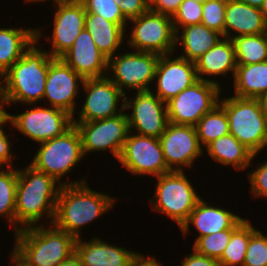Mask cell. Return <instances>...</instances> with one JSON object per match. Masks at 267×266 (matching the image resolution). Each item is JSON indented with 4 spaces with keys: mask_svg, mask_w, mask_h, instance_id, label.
<instances>
[{
    "mask_svg": "<svg viewBox=\"0 0 267 266\" xmlns=\"http://www.w3.org/2000/svg\"><path fill=\"white\" fill-rule=\"evenodd\" d=\"M14 239L13 266H58L75 253L76 239L53 224L21 229Z\"/></svg>",
    "mask_w": 267,
    "mask_h": 266,
    "instance_id": "1",
    "label": "cell"
},
{
    "mask_svg": "<svg viewBox=\"0 0 267 266\" xmlns=\"http://www.w3.org/2000/svg\"><path fill=\"white\" fill-rule=\"evenodd\" d=\"M60 187L61 185L53 177L30 164L22 170L19 168L14 232L37 226L44 215L51 219L49 224H52Z\"/></svg>",
    "mask_w": 267,
    "mask_h": 266,
    "instance_id": "2",
    "label": "cell"
},
{
    "mask_svg": "<svg viewBox=\"0 0 267 266\" xmlns=\"http://www.w3.org/2000/svg\"><path fill=\"white\" fill-rule=\"evenodd\" d=\"M41 32L36 29V40L2 75L3 100L8 107L13 102L28 105L43 99L49 64L55 58L49 55V51L36 47Z\"/></svg>",
    "mask_w": 267,
    "mask_h": 266,
    "instance_id": "3",
    "label": "cell"
},
{
    "mask_svg": "<svg viewBox=\"0 0 267 266\" xmlns=\"http://www.w3.org/2000/svg\"><path fill=\"white\" fill-rule=\"evenodd\" d=\"M116 198L97 192L86 182L61 185L52 224L75 239H80V229L114 206Z\"/></svg>",
    "mask_w": 267,
    "mask_h": 266,
    "instance_id": "4",
    "label": "cell"
},
{
    "mask_svg": "<svg viewBox=\"0 0 267 266\" xmlns=\"http://www.w3.org/2000/svg\"><path fill=\"white\" fill-rule=\"evenodd\" d=\"M219 105L225 110L229 131L253 154L267 147V115L260 100L235 96L220 99Z\"/></svg>",
    "mask_w": 267,
    "mask_h": 266,
    "instance_id": "5",
    "label": "cell"
},
{
    "mask_svg": "<svg viewBox=\"0 0 267 266\" xmlns=\"http://www.w3.org/2000/svg\"><path fill=\"white\" fill-rule=\"evenodd\" d=\"M33 160L29 163L35 169L53 177L60 185L80 184L81 181L63 182L62 176L75 168L84 157L79 130L73 125L63 135L41 142ZM60 180L62 182H60Z\"/></svg>",
    "mask_w": 267,
    "mask_h": 266,
    "instance_id": "6",
    "label": "cell"
},
{
    "mask_svg": "<svg viewBox=\"0 0 267 266\" xmlns=\"http://www.w3.org/2000/svg\"><path fill=\"white\" fill-rule=\"evenodd\" d=\"M157 178L153 208L162 212L181 228L201 197L184 171H170Z\"/></svg>",
    "mask_w": 267,
    "mask_h": 266,
    "instance_id": "7",
    "label": "cell"
},
{
    "mask_svg": "<svg viewBox=\"0 0 267 266\" xmlns=\"http://www.w3.org/2000/svg\"><path fill=\"white\" fill-rule=\"evenodd\" d=\"M220 92V86L198 80L166 102L169 122L196 126L202 116L219 104Z\"/></svg>",
    "mask_w": 267,
    "mask_h": 266,
    "instance_id": "8",
    "label": "cell"
},
{
    "mask_svg": "<svg viewBox=\"0 0 267 266\" xmlns=\"http://www.w3.org/2000/svg\"><path fill=\"white\" fill-rule=\"evenodd\" d=\"M134 24L128 46L136 51L158 55L173 54L176 48L171 16L147 10L130 20Z\"/></svg>",
    "mask_w": 267,
    "mask_h": 266,
    "instance_id": "9",
    "label": "cell"
},
{
    "mask_svg": "<svg viewBox=\"0 0 267 266\" xmlns=\"http://www.w3.org/2000/svg\"><path fill=\"white\" fill-rule=\"evenodd\" d=\"M160 55L151 52L132 51L114 55L108 59V78L126 95L125 88L138 91L150 90ZM112 76V77H111Z\"/></svg>",
    "mask_w": 267,
    "mask_h": 266,
    "instance_id": "10",
    "label": "cell"
},
{
    "mask_svg": "<svg viewBox=\"0 0 267 266\" xmlns=\"http://www.w3.org/2000/svg\"><path fill=\"white\" fill-rule=\"evenodd\" d=\"M30 105V110L18 115L8 114V119L18 132L34 142L41 143L59 137L73 126V116L65 110Z\"/></svg>",
    "mask_w": 267,
    "mask_h": 266,
    "instance_id": "11",
    "label": "cell"
},
{
    "mask_svg": "<svg viewBox=\"0 0 267 266\" xmlns=\"http://www.w3.org/2000/svg\"><path fill=\"white\" fill-rule=\"evenodd\" d=\"M73 125L80 132L84 156L89 152L107 151L109 149L118 160L128 133H131L127 112L90 122H73Z\"/></svg>",
    "mask_w": 267,
    "mask_h": 266,
    "instance_id": "12",
    "label": "cell"
},
{
    "mask_svg": "<svg viewBox=\"0 0 267 266\" xmlns=\"http://www.w3.org/2000/svg\"><path fill=\"white\" fill-rule=\"evenodd\" d=\"M118 161L135 175L158 177L170 172L160 140L156 137L128 133Z\"/></svg>",
    "mask_w": 267,
    "mask_h": 266,
    "instance_id": "13",
    "label": "cell"
},
{
    "mask_svg": "<svg viewBox=\"0 0 267 266\" xmlns=\"http://www.w3.org/2000/svg\"><path fill=\"white\" fill-rule=\"evenodd\" d=\"M81 87H84L87 96L79 110V119H75V116H73V122H90L111 118L125 111L124 100L126 95L108 76L84 79ZM120 100L122 101L121 109H118Z\"/></svg>",
    "mask_w": 267,
    "mask_h": 266,
    "instance_id": "14",
    "label": "cell"
},
{
    "mask_svg": "<svg viewBox=\"0 0 267 266\" xmlns=\"http://www.w3.org/2000/svg\"><path fill=\"white\" fill-rule=\"evenodd\" d=\"M135 93L132 99L125 96L124 100V109L133 111L127 113L129 131L137 129L139 135L159 138L169 124L166 103L151 90Z\"/></svg>",
    "mask_w": 267,
    "mask_h": 266,
    "instance_id": "15",
    "label": "cell"
},
{
    "mask_svg": "<svg viewBox=\"0 0 267 266\" xmlns=\"http://www.w3.org/2000/svg\"><path fill=\"white\" fill-rule=\"evenodd\" d=\"M159 140L170 171H183L184 167H191L203 153L195 126L169 122Z\"/></svg>",
    "mask_w": 267,
    "mask_h": 266,
    "instance_id": "16",
    "label": "cell"
},
{
    "mask_svg": "<svg viewBox=\"0 0 267 266\" xmlns=\"http://www.w3.org/2000/svg\"><path fill=\"white\" fill-rule=\"evenodd\" d=\"M83 81L61 58H55L49 64L43 99L49 100L51 107L60 108L74 116L78 83L82 85Z\"/></svg>",
    "mask_w": 267,
    "mask_h": 266,
    "instance_id": "17",
    "label": "cell"
},
{
    "mask_svg": "<svg viewBox=\"0 0 267 266\" xmlns=\"http://www.w3.org/2000/svg\"><path fill=\"white\" fill-rule=\"evenodd\" d=\"M170 55L160 56L154 76L157 80L155 95L165 103L198 81L195 62L180 56L173 59Z\"/></svg>",
    "mask_w": 267,
    "mask_h": 266,
    "instance_id": "18",
    "label": "cell"
},
{
    "mask_svg": "<svg viewBox=\"0 0 267 266\" xmlns=\"http://www.w3.org/2000/svg\"><path fill=\"white\" fill-rule=\"evenodd\" d=\"M55 5L53 36L49 55L60 58L85 29L86 11L79 0H66Z\"/></svg>",
    "mask_w": 267,
    "mask_h": 266,
    "instance_id": "19",
    "label": "cell"
},
{
    "mask_svg": "<svg viewBox=\"0 0 267 266\" xmlns=\"http://www.w3.org/2000/svg\"><path fill=\"white\" fill-rule=\"evenodd\" d=\"M60 58L83 79L108 74V58L98 49L86 29L80 32L74 44Z\"/></svg>",
    "mask_w": 267,
    "mask_h": 266,
    "instance_id": "20",
    "label": "cell"
},
{
    "mask_svg": "<svg viewBox=\"0 0 267 266\" xmlns=\"http://www.w3.org/2000/svg\"><path fill=\"white\" fill-rule=\"evenodd\" d=\"M75 254L81 266H129L139 255L95 237L88 242L76 239Z\"/></svg>",
    "mask_w": 267,
    "mask_h": 266,
    "instance_id": "21",
    "label": "cell"
},
{
    "mask_svg": "<svg viewBox=\"0 0 267 266\" xmlns=\"http://www.w3.org/2000/svg\"><path fill=\"white\" fill-rule=\"evenodd\" d=\"M266 31L267 21L259 8L239 0H227L224 38L233 39L243 35L262 34Z\"/></svg>",
    "mask_w": 267,
    "mask_h": 266,
    "instance_id": "22",
    "label": "cell"
},
{
    "mask_svg": "<svg viewBox=\"0 0 267 266\" xmlns=\"http://www.w3.org/2000/svg\"><path fill=\"white\" fill-rule=\"evenodd\" d=\"M243 219L223 208L212 207L201 198L180 229L185 235L189 233V224H192L198 230L199 238L222 230H231Z\"/></svg>",
    "mask_w": 267,
    "mask_h": 266,
    "instance_id": "23",
    "label": "cell"
},
{
    "mask_svg": "<svg viewBox=\"0 0 267 266\" xmlns=\"http://www.w3.org/2000/svg\"><path fill=\"white\" fill-rule=\"evenodd\" d=\"M195 67L198 80L211 82L218 86H220L218 82L206 79L203 75H209L211 78V76L215 77L217 75L226 76L228 72H232L234 77L237 62L232 39L223 37L216 45L195 61Z\"/></svg>",
    "mask_w": 267,
    "mask_h": 266,
    "instance_id": "24",
    "label": "cell"
},
{
    "mask_svg": "<svg viewBox=\"0 0 267 266\" xmlns=\"http://www.w3.org/2000/svg\"><path fill=\"white\" fill-rule=\"evenodd\" d=\"M85 29L93 37L98 49L109 59L122 46L125 31L121 25L110 22L101 15L86 13Z\"/></svg>",
    "mask_w": 267,
    "mask_h": 266,
    "instance_id": "25",
    "label": "cell"
},
{
    "mask_svg": "<svg viewBox=\"0 0 267 266\" xmlns=\"http://www.w3.org/2000/svg\"><path fill=\"white\" fill-rule=\"evenodd\" d=\"M181 29H183L181 31L182 34H175V44L176 47H178V44H181L186 54H182L180 57L192 62H195L223 38V35L209 29L202 23L189 25Z\"/></svg>",
    "mask_w": 267,
    "mask_h": 266,
    "instance_id": "26",
    "label": "cell"
},
{
    "mask_svg": "<svg viewBox=\"0 0 267 266\" xmlns=\"http://www.w3.org/2000/svg\"><path fill=\"white\" fill-rule=\"evenodd\" d=\"M36 40V28H0V77Z\"/></svg>",
    "mask_w": 267,
    "mask_h": 266,
    "instance_id": "27",
    "label": "cell"
},
{
    "mask_svg": "<svg viewBox=\"0 0 267 266\" xmlns=\"http://www.w3.org/2000/svg\"><path fill=\"white\" fill-rule=\"evenodd\" d=\"M206 147L215 162L226 166L233 165L237 170L249 168L252 159L257 155L241 144L231 133L217 138Z\"/></svg>",
    "mask_w": 267,
    "mask_h": 266,
    "instance_id": "28",
    "label": "cell"
},
{
    "mask_svg": "<svg viewBox=\"0 0 267 266\" xmlns=\"http://www.w3.org/2000/svg\"><path fill=\"white\" fill-rule=\"evenodd\" d=\"M235 97L258 99L267 92V61L237 65L234 76Z\"/></svg>",
    "mask_w": 267,
    "mask_h": 266,
    "instance_id": "29",
    "label": "cell"
},
{
    "mask_svg": "<svg viewBox=\"0 0 267 266\" xmlns=\"http://www.w3.org/2000/svg\"><path fill=\"white\" fill-rule=\"evenodd\" d=\"M247 219H243L233 229L231 238L218 260L220 266H243L250 236L257 230Z\"/></svg>",
    "mask_w": 267,
    "mask_h": 266,
    "instance_id": "30",
    "label": "cell"
},
{
    "mask_svg": "<svg viewBox=\"0 0 267 266\" xmlns=\"http://www.w3.org/2000/svg\"><path fill=\"white\" fill-rule=\"evenodd\" d=\"M237 65L267 61L266 33L243 35L232 39Z\"/></svg>",
    "mask_w": 267,
    "mask_h": 266,
    "instance_id": "31",
    "label": "cell"
},
{
    "mask_svg": "<svg viewBox=\"0 0 267 266\" xmlns=\"http://www.w3.org/2000/svg\"><path fill=\"white\" fill-rule=\"evenodd\" d=\"M195 127L200 145L205 146L230 133L227 114L219 104L202 116Z\"/></svg>",
    "mask_w": 267,
    "mask_h": 266,
    "instance_id": "32",
    "label": "cell"
},
{
    "mask_svg": "<svg viewBox=\"0 0 267 266\" xmlns=\"http://www.w3.org/2000/svg\"><path fill=\"white\" fill-rule=\"evenodd\" d=\"M18 182V169L6 167L0 171V216L15 227V197Z\"/></svg>",
    "mask_w": 267,
    "mask_h": 266,
    "instance_id": "33",
    "label": "cell"
},
{
    "mask_svg": "<svg viewBox=\"0 0 267 266\" xmlns=\"http://www.w3.org/2000/svg\"><path fill=\"white\" fill-rule=\"evenodd\" d=\"M231 238V230H222L196 238L193 248L197 253L219 260Z\"/></svg>",
    "mask_w": 267,
    "mask_h": 266,
    "instance_id": "34",
    "label": "cell"
},
{
    "mask_svg": "<svg viewBox=\"0 0 267 266\" xmlns=\"http://www.w3.org/2000/svg\"><path fill=\"white\" fill-rule=\"evenodd\" d=\"M86 13L101 15L106 20L121 25L124 29L127 20L124 18L119 4L114 0H79Z\"/></svg>",
    "mask_w": 267,
    "mask_h": 266,
    "instance_id": "35",
    "label": "cell"
},
{
    "mask_svg": "<svg viewBox=\"0 0 267 266\" xmlns=\"http://www.w3.org/2000/svg\"><path fill=\"white\" fill-rule=\"evenodd\" d=\"M227 0H206L202 8L201 23L224 37Z\"/></svg>",
    "mask_w": 267,
    "mask_h": 266,
    "instance_id": "36",
    "label": "cell"
},
{
    "mask_svg": "<svg viewBox=\"0 0 267 266\" xmlns=\"http://www.w3.org/2000/svg\"><path fill=\"white\" fill-rule=\"evenodd\" d=\"M203 3L194 0H183L175 14L171 17L175 33H180L182 27L200 24L202 20Z\"/></svg>",
    "mask_w": 267,
    "mask_h": 266,
    "instance_id": "37",
    "label": "cell"
},
{
    "mask_svg": "<svg viewBox=\"0 0 267 266\" xmlns=\"http://www.w3.org/2000/svg\"><path fill=\"white\" fill-rule=\"evenodd\" d=\"M243 266H267V236L258 229L250 236Z\"/></svg>",
    "mask_w": 267,
    "mask_h": 266,
    "instance_id": "38",
    "label": "cell"
},
{
    "mask_svg": "<svg viewBox=\"0 0 267 266\" xmlns=\"http://www.w3.org/2000/svg\"><path fill=\"white\" fill-rule=\"evenodd\" d=\"M248 176L252 196L267 198V161L256 167Z\"/></svg>",
    "mask_w": 267,
    "mask_h": 266,
    "instance_id": "39",
    "label": "cell"
},
{
    "mask_svg": "<svg viewBox=\"0 0 267 266\" xmlns=\"http://www.w3.org/2000/svg\"><path fill=\"white\" fill-rule=\"evenodd\" d=\"M119 4L124 18L129 20L144 14L148 9V0H114Z\"/></svg>",
    "mask_w": 267,
    "mask_h": 266,
    "instance_id": "40",
    "label": "cell"
},
{
    "mask_svg": "<svg viewBox=\"0 0 267 266\" xmlns=\"http://www.w3.org/2000/svg\"><path fill=\"white\" fill-rule=\"evenodd\" d=\"M6 123H9V119H7L4 124H2L0 126V168L2 167L3 169V165L7 164L6 167H12V159L15 158L16 155H11L13 152L10 151L11 150V142L9 141L10 139H8V135L6 134L5 131H3V125H5ZM14 156V158H13Z\"/></svg>",
    "mask_w": 267,
    "mask_h": 266,
    "instance_id": "41",
    "label": "cell"
},
{
    "mask_svg": "<svg viewBox=\"0 0 267 266\" xmlns=\"http://www.w3.org/2000/svg\"><path fill=\"white\" fill-rule=\"evenodd\" d=\"M183 0H148L149 10L173 16Z\"/></svg>",
    "mask_w": 267,
    "mask_h": 266,
    "instance_id": "42",
    "label": "cell"
},
{
    "mask_svg": "<svg viewBox=\"0 0 267 266\" xmlns=\"http://www.w3.org/2000/svg\"><path fill=\"white\" fill-rule=\"evenodd\" d=\"M192 254L185 256L181 266H220L219 261L197 253L191 247Z\"/></svg>",
    "mask_w": 267,
    "mask_h": 266,
    "instance_id": "43",
    "label": "cell"
},
{
    "mask_svg": "<svg viewBox=\"0 0 267 266\" xmlns=\"http://www.w3.org/2000/svg\"><path fill=\"white\" fill-rule=\"evenodd\" d=\"M129 266H162L158 261L152 257H145V255L140 254L134 259V261Z\"/></svg>",
    "mask_w": 267,
    "mask_h": 266,
    "instance_id": "44",
    "label": "cell"
},
{
    "mask_svg": "<svg viewBox=\"0 0 267 266\" xmlns=\"http://www.w3.org/2000/svg\"><path fill=\"white\" fill-rule=\"evenodd\" d=\"M58 266H81L79 257L74 253L68 259L62 261Z\"/></svg>",
    "mask_w": 267,
    "mask_h": 266,
    "instance_id": "45",
    "label": "cell"
},
{
    "mask_svg": "<svg viewBox=\"0 0 267 266\" xmlns=\"http://www.w3.org/2000/svg\"><path fill=\"white\" fill-rule=\"evenodd\" d=\"M5 101H0V126L8 119L7 111H5Z\"/></svg>",
    "mask_w": 267,
    "mask_h": 266,
    "instance_id": "46",
    "label": "cell"
},
{
    "mask_svg": "<svg viewBox=\"0 0 267 266\" xmlns=\"http://www.w3.org/2000/svg\"><path fill=\"white\" fill-rule=\"evenodd\" d=\"M239 1L246 3L252 7L259 8V9L264 2V0H239Z\"/></svg>",
    "mask_w": 267,
    "mask_h": 266,
    "instance_id": "47",
    "label": "cell"
},
{
    "mask_svg": "<svg viewBox=\"0 0 267 266\" xmlns=\"http://www.w3.org/2000/svg\"><path fill=\"white\" fill-rule=\"evenodd\" d=\"M260 100L262 109L264 111V113L267 115V92L264 93L260 98H258Z\"/></svg>",
    "mask_w": 267,
    "mask_h": 266,
    "instance_id": "48",
    "label": "cell"
},
{
    "mask_svg": "<svg viewBox=\"0 0 267 266\" xmlns=\"http://www.w3.org/2000/svg\"><path fill=\"white\" fill-rule=\"evenodd\" d=\"M260 11L262 12V15L267 21V0H264L263 4L260 7Z\"/></svg>",
    "mask_w": 267,
    "mask_h": 266,
    "instance_id": "49",
    "label": "cell"
},
{
    "mask_svg": "<svg viewBox=\"0 0 267 266\" xmlns=\"http://www.w3.org/2000/svg\"><path fill=\"white\" fill-rule=\"evenodd\" d=\"M26 1L27 2H34V3H38V2H43V1H47V0H25V3H26ZM62 1H66V0H54V4H56V3H59V2H62Z\"/></svg>",
    "mask_w": 267,
    "mask_h": 266,
    "instance_id": "50",
    "label": "cell"
},
{
    "mask_svg": "<svg viewBox=\"0 0 267 266\" xmlns=\"http://www.w3.org/2000/svg\"><path fill=\"white\" fill-rule=\"evenodd\" d=\"M0 78H1V81H0V101H4L3 100V84H1L3 82H2V77H0Z\"/></svg>",
    "mask_w": 267,
    "mask_h": 266,
    "instance_id": "51",
    "label": "cell"
},
{
    "mask_svg": "<svg viewBox=\"0 0 267 266\" xmlns=\"http://www.w3.org/2000/svg\"><path fill=\"white\" fill-rule=\"evenodd\" d=\"M196 2H199V3H204L206 0H194Z\"/></svg>",
    "mask_w": 267,
    "mask_h": 266,
    "instance_id": "52",
    "label": "cell"
}]
</instances>
